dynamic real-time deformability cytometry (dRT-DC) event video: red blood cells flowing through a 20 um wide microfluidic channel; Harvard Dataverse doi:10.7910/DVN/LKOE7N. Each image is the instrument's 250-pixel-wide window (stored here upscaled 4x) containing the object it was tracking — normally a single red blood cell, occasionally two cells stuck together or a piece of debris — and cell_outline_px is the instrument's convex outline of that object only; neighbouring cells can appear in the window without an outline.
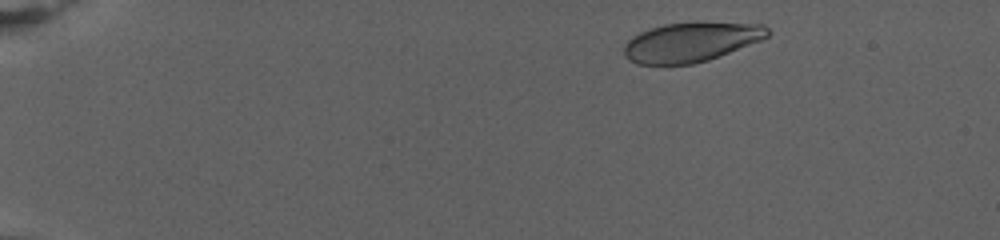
{"species": "human", "species_latin": "Homo sapiens", "temperature_condition": "warm", "stored_images_in_passage": 71, "camera_frame_rate_fps": 3000, "um_per_image_px": 0.085, "donor": {"sex": "female"}, "frame": {"image": 1, "passage_image": 5, "time_ms": 1.333, "image_size_px": [1000, 240], "cell_outline_px": [[772, 32], [768, 36], [760, 40], [720, 56], [708, 60], [692, 64], [636, 64], [628, 60], [624, 56], [624, 44], [632, 36], [640, 32], [664, 24], [696, 20], [764, 24]], "centroid_in_image_um": [58.76, 3.54], "position_along_channel_um": 26.2, "area_um2": 33.76}}
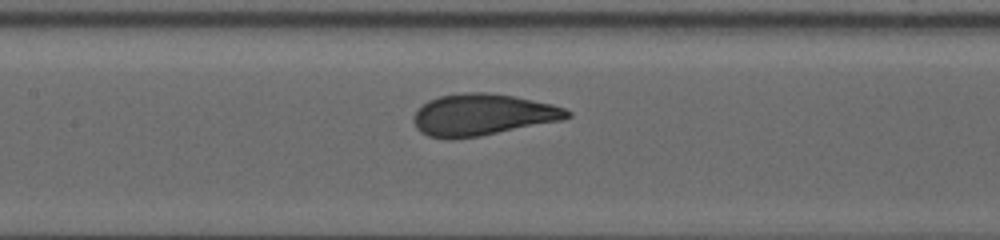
{"frame": {"image": 2, "passage_image": 33, "time_ms": 10.667, "image_size_px": [1000, 240], "cell_outline_px": [[572, 116], [560, 120], [480, 136], [452, 140], [428, 136], [420, 132], [416, 128], [412, 120], [416, 112], [428, 100], [440, 96], [464, 92], [488, 92], [512, 96], [552, 104], [564, 108], [572, 112]], "centroid_in_image_um": [40.98, 9.76], "position_along_channel_um": 166.4, "area_um2": 37.11}}
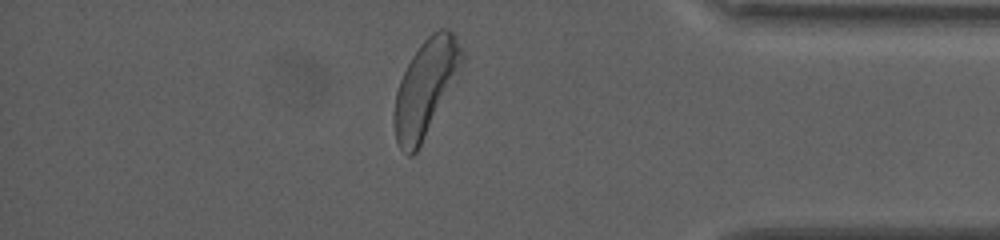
{"frame": {"image": 3, "passage_image": 61, "time_ms": 20.0, "image_size_px": [1000, 240], "cell_outline_px": [[464, 60], [460, 68], [416, 152], [412, 156], [408, 156], [400, 148], [396, 140], [392, 124], [392, 116], [396, 92], [400, 80], [412, 56], [420, 44], [432, 32], [440, 28], [448, 28], [452, 32], [464, 56]], "centroid_in_image_um": [36.11, 7.46], "position_along_channel_um": 399.1, "area_um2": 36.93}, "authors_computed_cell_mechanics": {"area_um2": 36.6452, "velocity_mm_per_s": 2.7175, "shape_relaxation_time_tau1_ms": 5.1854, "shape_relaxation_time_tau2_ms": null, "deformation_change_tau1": 0.1853, "deformation_change_tau2": null}}